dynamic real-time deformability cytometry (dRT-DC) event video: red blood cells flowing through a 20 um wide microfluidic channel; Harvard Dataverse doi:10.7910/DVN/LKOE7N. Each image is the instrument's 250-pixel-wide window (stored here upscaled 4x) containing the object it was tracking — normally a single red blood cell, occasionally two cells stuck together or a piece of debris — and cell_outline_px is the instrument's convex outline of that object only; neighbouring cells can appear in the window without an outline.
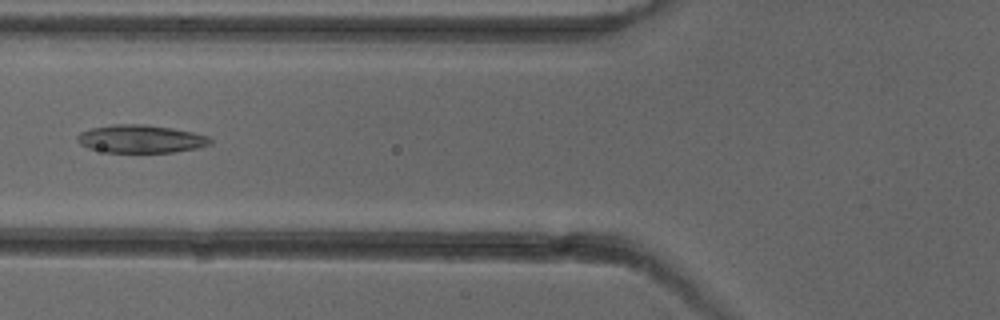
{"species": "common noctule bat (a hibernating species)", "species_latin": "Nyctalus noctula", "temperature_condition": "cold", "stored_images_in_passage": 6, "camera_frame_rate_fps": 3000, "um_per_image_px": 0.085, "animal": {"sex": "female"}, "frame": {"image": 1, "passage_image": 5, "time_ms": 5.667, "image_size_px": [1000, 320], "cell_outline_px": [[212, 144], [196, 148], [172, 152], [108, 152], [88, 148], [80, 144], [76, 136], [80, 132], [92, 128], [112, 124], [144, 124], [172, 128], [192, 132], [208, 136], [212, 140]], "centroid_in_image_um": [11.96, 11.8], "position_along_channel_um": 113.8, "area_um2": 21.56}}
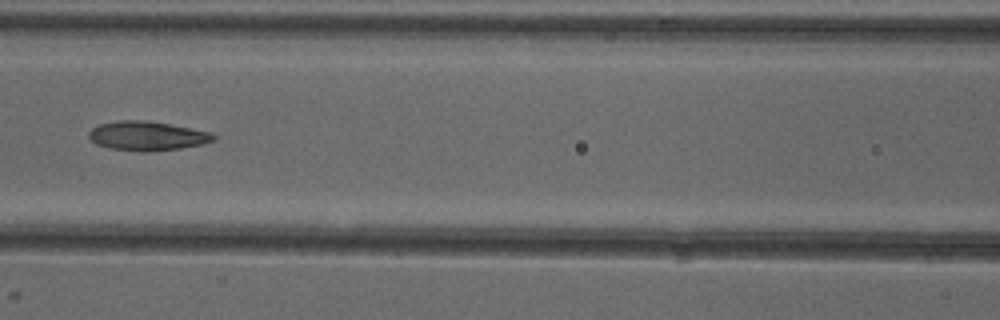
{"frame": {"image": 2, "passage_image": 6, "time_ms": 6.667, "image_size_px": [1000, 320], "cell_outline_px": [[216, 140], [204, 144], [180, 148], [144, 152], [140, 152], [112, 148], [96, 144], [88, 136], [88, 132], [92, 128], [100, 124], [120, 120], [144, 120], [172, 124], [212, 132], [216, 136]], "centroid_in_image_um": [12.55, 11.54], "position_along_channel_um": 154.0, "area_um2": 21.33}}